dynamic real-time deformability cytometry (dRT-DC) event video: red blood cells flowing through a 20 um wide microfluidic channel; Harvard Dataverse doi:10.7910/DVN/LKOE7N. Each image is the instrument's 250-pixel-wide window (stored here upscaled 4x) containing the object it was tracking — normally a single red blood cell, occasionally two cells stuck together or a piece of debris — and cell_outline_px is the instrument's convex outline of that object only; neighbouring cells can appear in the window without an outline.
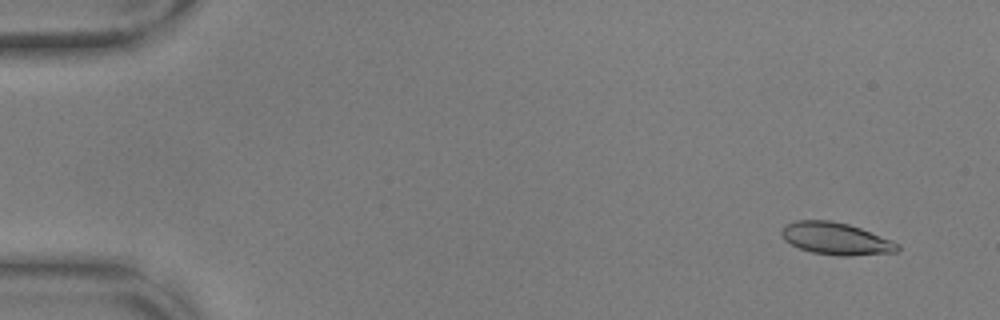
{"species": "common noctule bat (a hibernating species)", "species_latin": "Nyctalus noctula", "temperature_condition": "warm", "stored_images_in_passage": 56, "camera_frame_rate_fps": 3000, "um_per_image_px": 0.085, "animal": {"sex": "male", "body_mass_g": 17.9, "forearm_length_mm": 54.2}, "frame": {"image": 1, "passage_image": 4, "time_ms": 1.0, "image_size_px": [1000, 320], "cell_outline_px": [[900, 248], [896, 252], [852, 256], [844, 256], [812, 252], [800, 248], [784, 240], [780, 232], [784, 224], [796, 220], [832, 220], [848, 224], [860, 228], [892, 240], [900, 244]], "centroid_in_image_um": [71.05, 20.27], "position_along_channel_um": 14.0, "area_um2": 21.79}}
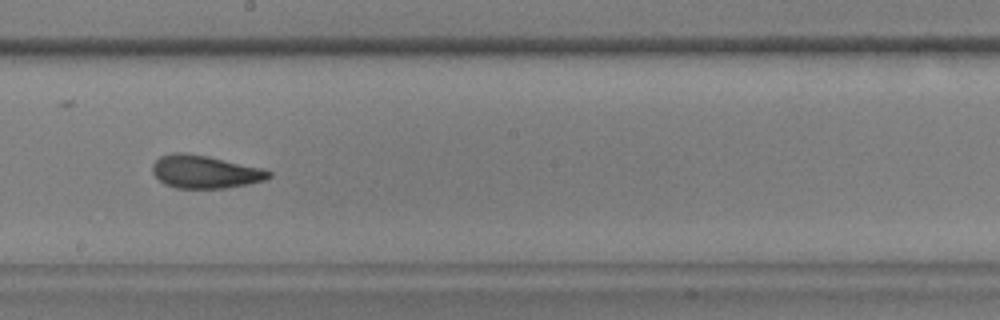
{"frame": {"image": 2, "passage_image": 32, "time_ms": 10.333, "image_size_px": [1000, 320], "cell_outline_px": [[272, 176], [264, 180], [248, 184], [224, 188], [176, 188], [164, 184], [152, 172], [152, 164], [160, 156], [172, 152], [184, 152], [208, 156], [264, 168], [272, 172]], "centroid_in_image_um": [17.43, 14.59], "position_along_channel_um": 230.8, "area_um2": 22.48}}
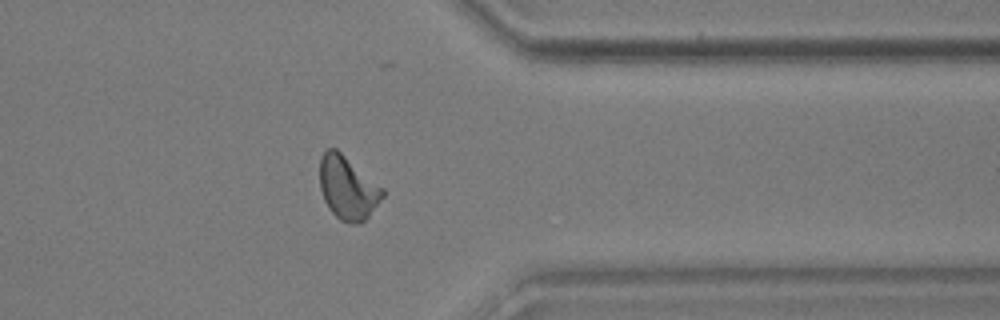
{"frame": {"image": 3, "passage_image": 45, "time_ms": 14.667, "image_size_px": [1000, 320], "cell_outline_px": [[384, 196], [368, 216], [360, 224], [348, 224], [340, 220], [328, 208], [324, 200], [320, 188], [320, 156], [328, 148], [336, 148], [384, 188]], "centroid_in_image_um": [29.55, 15.97], "position_along_channel_um": 381.9, "area_um2": 23.24}, "authors_computed_cell_mechanics": {"area_um2": 22.1952, "velocity_mm_per_s": 3.6554, "shape_relaxation_time_tau1_ms": 7.9955, "shape_relaxation_time_tau2_ms": 2.1371, "deformation_change_tau1": 0.2146, "deformation_change_tau2": 0.087}}